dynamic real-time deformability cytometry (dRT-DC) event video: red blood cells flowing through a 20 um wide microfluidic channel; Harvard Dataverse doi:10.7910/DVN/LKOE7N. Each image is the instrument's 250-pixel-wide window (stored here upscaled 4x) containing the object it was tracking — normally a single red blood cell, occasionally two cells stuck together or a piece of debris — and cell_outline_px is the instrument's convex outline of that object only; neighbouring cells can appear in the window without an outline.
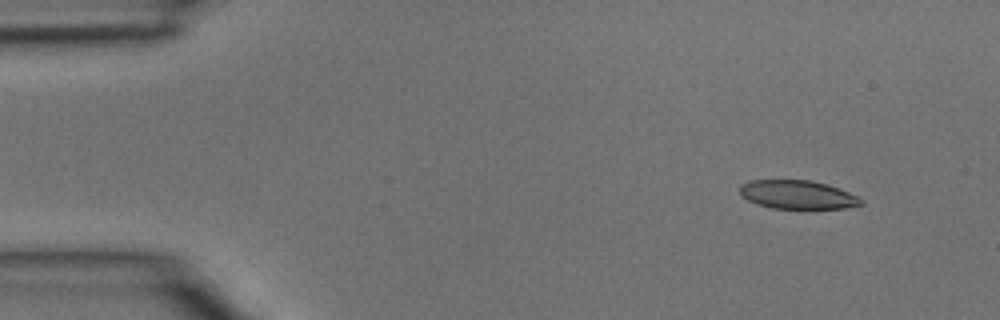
{"species": "common noctule bat (a hibernating species)", "species_latin": "Nyctalus noctula", "temperature_condition": "room temperature", "stored_images_in_passage": 4, "segment_of_instrument_passage": [1, 2], "camera_frame_rate_fps": 3000, "um_per_image_px": 0.085, "animal": {"sex": "male", "body_mass_g": 15.6}, "frame": {"image": 1, "passage_image": 2, "time_ms": 0.333, "image_size_px": [1000, 320], "cell_outline_px": [[864, 204], [844, 208], [772, 208], [756, 204], [740, 196], [740, 184], [748, 180], [812, 180], [828, 184], [848, 192], [864, 200]], "centroid_in_image_um": [67.76, 16.54], "position_along_channel_um": 17.2, "area_um2": 20.29}}